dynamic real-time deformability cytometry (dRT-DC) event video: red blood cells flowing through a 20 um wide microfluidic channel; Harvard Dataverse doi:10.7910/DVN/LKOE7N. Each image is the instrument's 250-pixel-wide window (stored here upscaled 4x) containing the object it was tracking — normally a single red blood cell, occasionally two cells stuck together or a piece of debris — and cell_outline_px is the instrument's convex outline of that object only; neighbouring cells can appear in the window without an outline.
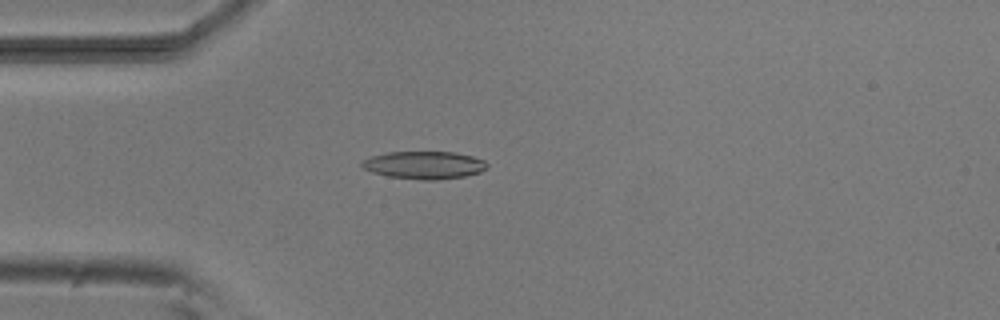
{"species": "common noctule bat (a hibernating species)", "species_latin": "Nyctalus noctula", "temperature_condition": "room temperature", "stored_images_in_passage": 4, "camera_frame_rate_fps": 3000, "um_per_image_px": 0.085, "animal": {"sex": "male", "body_mass_g": 20.5, "forearm_length_mm": 52.5}, "frame": {"image": 1, "passage_image": 4, "time_ms": 4.0, "image_size_px": [1000, 320], "cell_outline_px": [[488, 168], [480, 172], [464, 176], [436, 180], [420, 180], [388, 176], [372, 172], [364, 168], [360, 164], [360, 160], [384, 152], [456, 152], [472, 156], [484, 160], [488, 164]], "centroid_in_image_um": [36.05, 14.03], "position_along_channel_um": 49.0, "area_um2": 20.35}}